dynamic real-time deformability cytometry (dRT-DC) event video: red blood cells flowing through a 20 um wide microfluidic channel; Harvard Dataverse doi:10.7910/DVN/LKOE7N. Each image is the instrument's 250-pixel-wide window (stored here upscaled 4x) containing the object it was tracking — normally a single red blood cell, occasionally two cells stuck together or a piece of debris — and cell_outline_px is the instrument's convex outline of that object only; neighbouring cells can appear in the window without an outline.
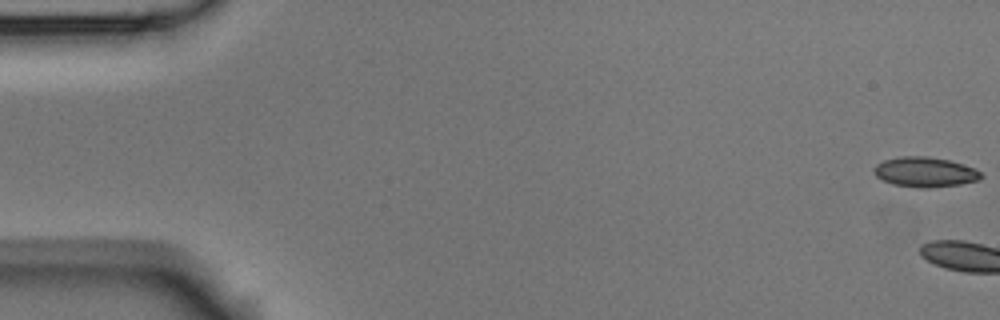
{"species": "Egyptian fruit bat (a non-hibernating species)", "species_latin": "Rousettus aegyptiacus", "temperature_condition": "room temperature", "stored_images_in_passage": 4, "camera_frame_rate_fps": 3000, "um_per_image_px": 0.085, "animal": {"sex": "male"}, "frame": {"image": 1, "passage_image": 1, "time_ms": 0.0, "image_size_px": [1000, 320], "cell_outline_px": [[984, 176], [980, 180], [960, 184], [928, 188], [920, 188], [892, 184], [876, 176], [872, 172], [872, 168], [876, 164], [884, 160], [900, 156], [928, 156], [948, 160], [976, 168]], "centroid_in_image_um": [78.62, 14.62], "position_along_channel_um": 6.4, "area_um2": 18.84}}